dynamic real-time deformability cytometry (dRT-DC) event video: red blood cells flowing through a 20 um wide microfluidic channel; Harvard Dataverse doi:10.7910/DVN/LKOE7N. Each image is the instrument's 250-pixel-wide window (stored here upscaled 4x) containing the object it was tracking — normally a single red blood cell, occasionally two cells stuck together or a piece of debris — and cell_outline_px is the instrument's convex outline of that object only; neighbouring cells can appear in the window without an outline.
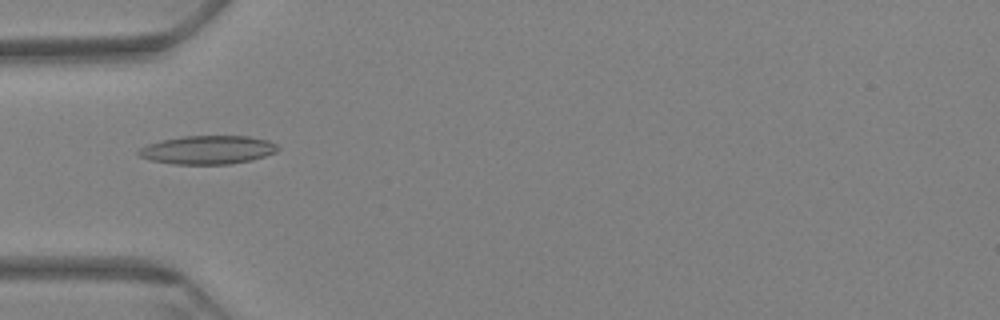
{"species": "Egyptian fruit bat (a non-hibernating species)", "species_latin": "Rousettus aegyptiacus", "temperature_condition": "warm", "stored_images_in_passage": 29, "camera_frame_rate_fps": 3000, "um_per_image_px": 0.085, "animal": {"sex": "female"}, "frame": {"image": 1, "passage_image": 1, "time_ms": 0.0, "image_size_px": [1000, 320], "cell_outline_px": [[280, 148], [276, 152], [252, 160], [228, 164], [172, 164], [148, 160], [140, 156], [136, 152], [140, 148], [148, 144], [160, 140], [184, 136], [248, 136], [268, 140], [276, 144]], "centroid_in_image_um": [17.64, 12.74], "position_along_channel_um": 67.4, "area_um2": 23.24}}
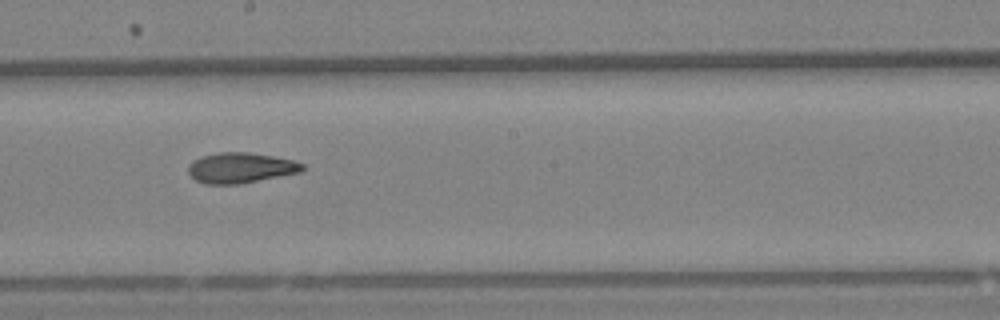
{"frame": {"image": 2, "passage_image": 16, "time_ms": 5.0, "image_size_px": [1000, 320], "cell_outline_px": [[304, 168], [300, 172], [240, 184], [204, 184], [196, 180], [188, 172], [188, 164], [192, 160], [200, 156], [220, 152], [248, 152], [272, 156], [292, 160], [304, 164]], "centroid_in_image_um": [20.41, 14.26], "position_along_channel_um": 227.8, "area_um2": 20.23}}
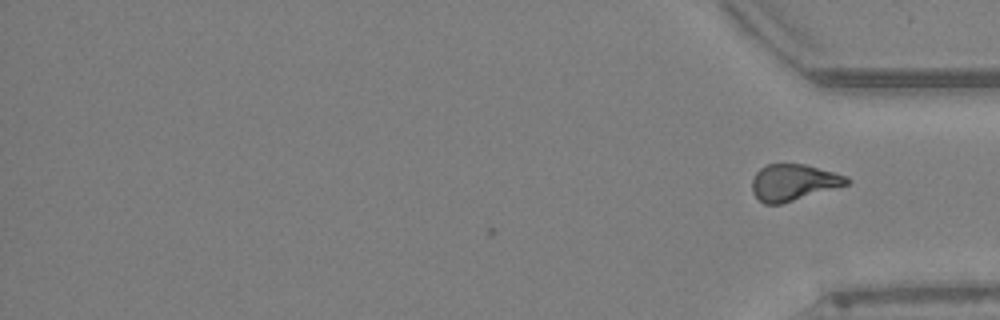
{"frame": {"image": 3, "passage_image": 29, "time_ms": 9.333, "image_size_px": [1000, 320], "cell_outline_px": [[852, 180], [848, 184], [780, 204], [764, 204], [752, 192], [752, 180], [756, 172], [760, 168], [768, 164], [804, 164], [848, 176]], "centroid_in_image_um": [67.44, 15.5], "position_along_channel_um": 367.8, "area_um2": 19.88}, "authors_computed_cell_mechanics": {"area_um2": 20.23, "velocity_mm_per_s": 3.2243, "shape_relaxation_time_tau1_ms": 8.8406, "shape_relaxation_time_tau2_ms": 5.182, "deformation_change_tau1": 0.2132, "deformation_change_tau2": 0.1314}}